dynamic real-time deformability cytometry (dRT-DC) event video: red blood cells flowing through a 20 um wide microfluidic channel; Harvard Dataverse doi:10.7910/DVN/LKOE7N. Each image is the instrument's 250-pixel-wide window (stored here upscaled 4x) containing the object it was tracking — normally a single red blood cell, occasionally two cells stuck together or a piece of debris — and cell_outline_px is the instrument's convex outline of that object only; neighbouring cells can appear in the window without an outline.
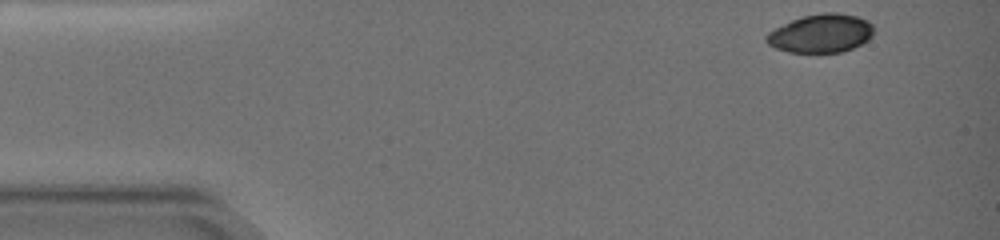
{"species": "common noctule bat (a hibernating species)", "species_latin": "Nyctalus noctula", "temperature_condition": "warm", "stored_images_in_passage": 6, "camera_frame_rate_fps": 3000, "um_per_image_px": 0.085, "animal": {"sex": "female", "body_mass_g": 19.0, "forearm_length_mm": 51.5}, "frame": {"image": 1, "passage_image": 1, "time_ms": 0.0, "image_size_px": [1000, 240], "cell_outline_px": [[872, 36], [868, 40], [852, 48], [840, 52], [788, 52], [776, 48], [768, 44], [764, 40], [764, 36], [768, 32], [792, 20], [804, 16], [820, 12], [836, 12], [856, 16], [868, 20], [872, 24]], "centroid_in_image_um": [69.76, 2.83], "position_along_channel_um": 15.2, "area_um2": 23.99}}
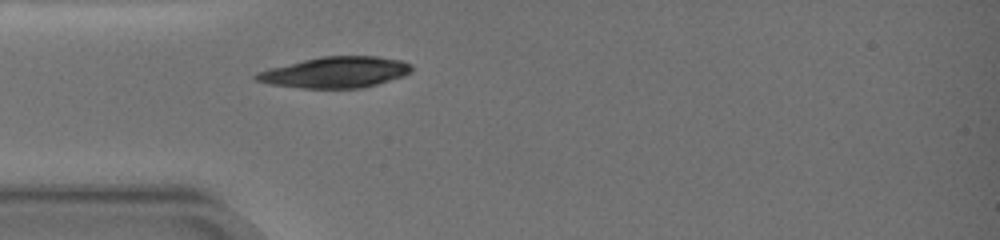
{"frame": {"image": 2, "passage_image": 6, "time_ms": 4.0, "image_size_px": [1000, 240], "cell_outline_px": [[412, 72], [404, 76], [364, 88], [300, 88], [268, 84], [256, 80], [252, 76], [256, 72], [268, 68], [304, 60], [324, 56], [376, 56], [400, 60], [412, 64]], "centroid_in_image_um": [28.51, 6.15], "position_along_channel_um": 56.5, "area_um2": 28.21}}